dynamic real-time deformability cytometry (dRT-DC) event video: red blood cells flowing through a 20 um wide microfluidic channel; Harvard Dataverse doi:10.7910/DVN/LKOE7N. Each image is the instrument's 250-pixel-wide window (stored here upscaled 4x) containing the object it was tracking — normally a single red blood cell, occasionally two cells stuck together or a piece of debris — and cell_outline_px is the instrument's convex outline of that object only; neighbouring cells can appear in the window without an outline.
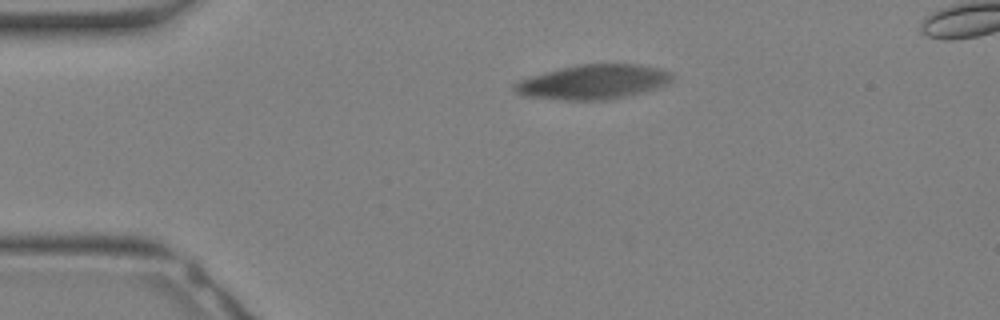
{"species": "Egyptian fruit bat (a non-hibernating species)", "species_latin": "Rousettus aegyptiacus", "temperature_condition": "warm", "stored_images_in_passage": 27, "camera_frame_rate_fps": 3000, "um_per_image_px": 0.085, "animal": {"sex": "female"}, "frame": {"image": 1, "passage_image": 1, "time_ms": 0.0, "image_size_px": [1000, 320], "cell_outline_px": [[672, 80], [668, 84], [656, 88], [608, 100], [564, 100], [524, 96], [516, 92], [512, 88], [512, 84], [516, 80], [544, 72], [560, 68], [580, 64], [636, 64], [660, 68], [672, 72]], "centroid_in_image_um": [50.39, 6.96], "position_along_channel_um": 34.6, "area_um2": 31.79}}
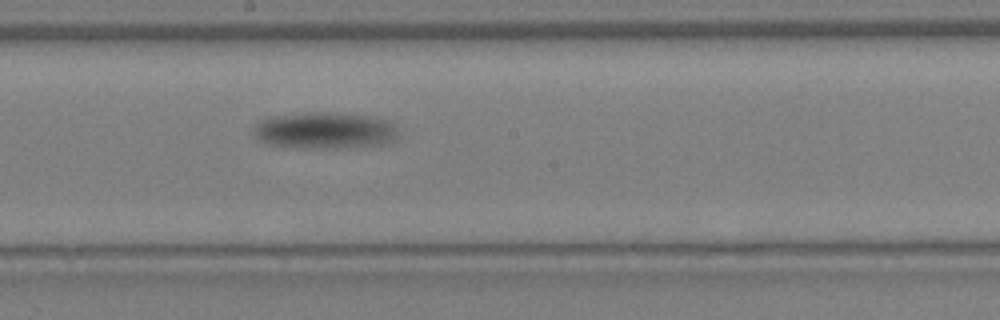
{"frame": {"image": 2, "passage_image": 14, "time_ms": 4.333, "image_size_px": [1000, 320], "cell_outline_px": [[400, 136], [396, 140], [388, 144], [340, 148], [304, 148], [268, 144], [260, 140], [256, 136], [256, 124], [264, 116], [316, 112], [320, 112], [364, 116], [388, 120], [396, 128]], "centroid_in_image_um": [27.63, 11.1], "position_along_channel_um": 220.6, "area_um2": 30.81}}
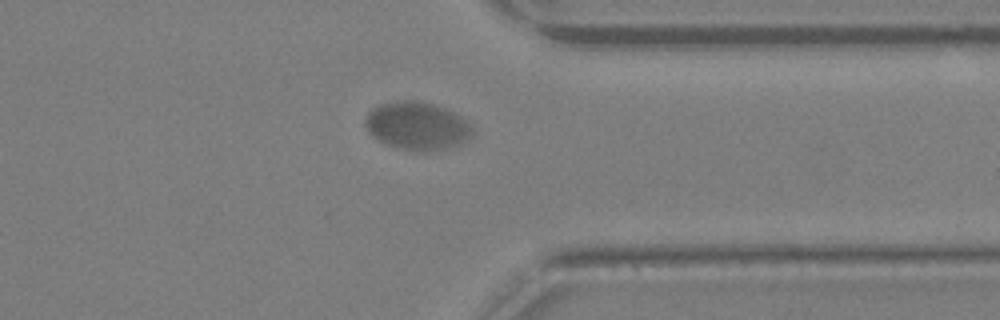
{"frame": {"image": 3, "passage_image": 23, "time_ms": 7.333, "image_size_px": [1000, 320], "cell_outline_px": [[472, 136], [468, 140], [460, 144], [428, 152], [424, 152], [404, 148], [388, 144], [372, 136], [368, 132], [364, 124], [364, 120], [368, 112], [372, 108], [380, 104], [400, 100], [416, 100], [432, 104], [444, 108], [460, 116], [472, 128]], "centroid_in_image_um": [35.43, 10.69], "position_along_channel_um": 376.0, "area_um2": 29.65}}